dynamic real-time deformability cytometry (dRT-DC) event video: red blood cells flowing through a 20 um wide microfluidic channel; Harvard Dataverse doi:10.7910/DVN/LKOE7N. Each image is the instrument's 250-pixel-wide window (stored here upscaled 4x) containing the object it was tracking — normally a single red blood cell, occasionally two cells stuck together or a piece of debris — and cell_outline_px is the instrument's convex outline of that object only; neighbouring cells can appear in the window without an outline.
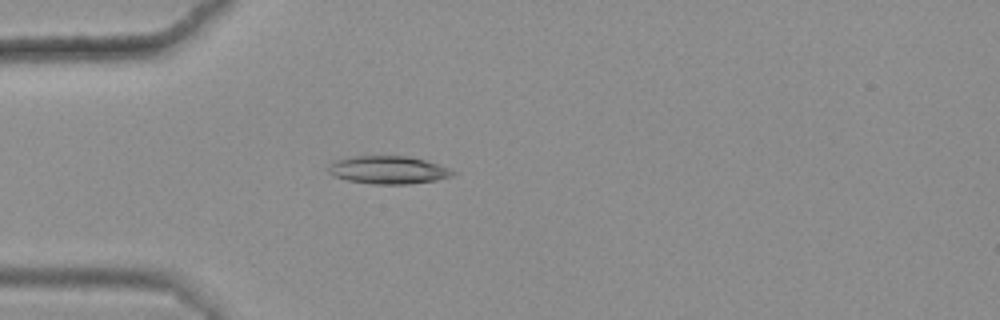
{"species": "common noctule bat (a hibernating species)", "species_latin": "Nyctalus noctula", "temperature_condition": "warm", "stored_images_in_passage": 41, "camera_frame_rate_fps": 3000, "um_per_image_px": 0.085, "animal": {"sex": "female", "body_mass_g": 25.1}, "frame": {"image": 1, "passage_image": 7, "time_ms": 2.0, "image_size_px": [1000, 320], "cell_outline_px": [[456, 172], [452, 176], [436, 180], [408, 184], [372, 184], [348, 180], [332, 176], [328, 172], [328, 168], [336, 160], [356, 156], [408, 156], [424, 160], [448, 168]], "centroid_in_image_um": [32.99, 14.45], "position_along_channel_um": 52.0, "area_um2": 20.0}}
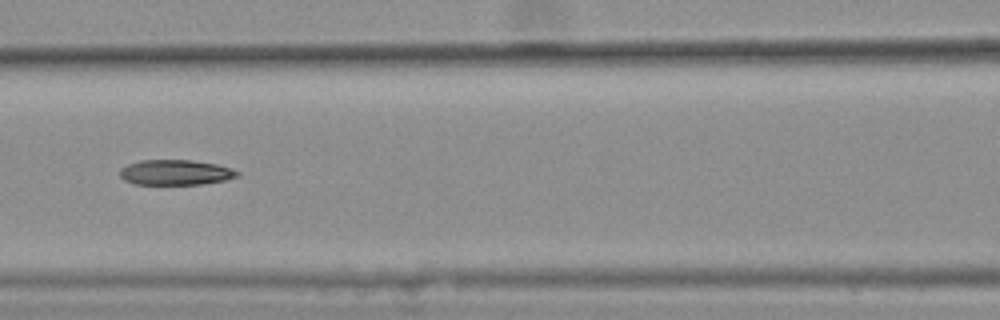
{"frame": {"image": 2, "passage_image": 16, "time_ms": 5.0, "image_size_px": [1000, 320], "cell_outline_px": [[240, 176], [224, 180], [204, 184], [132, 184], [124, 180], [120, 176], [120, 168], [128, 164], [140, 160], [192, 160], [216, 164], [240, 172]], "centroid_in_image_um": [14.89, 14.66], "position_along_channel_um": 151.7, "area_um2": 17.28}}
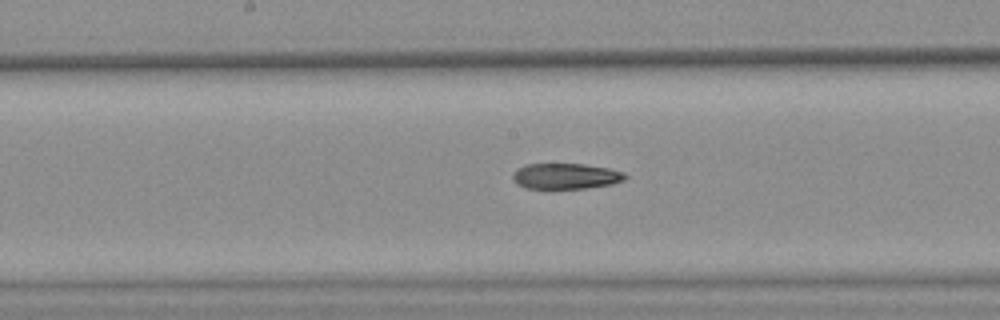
{"frame": {"image": 3, "passage_image": 20, "time_ms": 6.333, "image_size_px": [1000, 320], "cell_outline_px": [[628, 176], [624, 180], [612, 184], [588, 188], [524, 188], [516, 184], [512, 180], [512, 176], [524, 164], [584, 164], [608, 168], [624, 172]], "centroid_in_image_um": [48.1, 14.97], "position_along_channel_um": 200.1, "area_um2": 16.82}}